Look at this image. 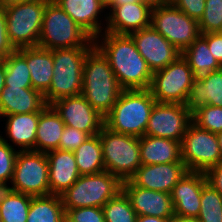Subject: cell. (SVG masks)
I'll use <instances>...</instances> for the list:
<instances>
[{"instance_id":"6da1fadb","label":"cell","mask_w":222,"mask_h":222,"mask_svg":"<svg viewBox=\"0 0 222 222\" xmlns=\"http://www.w3.org/2000/svg\"><path fill=\"white\" fill-rule=\"evenodd\" d=\"M94 43L124 90L149 89L153 73L130 35L103 32Z\"/></svg>"},{"instance_id":"7a4b0ae2","label":"cell","mask_w":222,"mask_h":222,"mask_svg":"<svg viewBox=\"0 0 222 222\" xmlns=\"http://www.w3.org/2000/svg\"><path fill=\"white\" fill-rule=\"evenodd\" d=\"M81 94L102 116H106L124 90L117 81L108 59L94 46L86 55Z\"/></svg>"},{"instance_id":"3957f363","label":"cell","mask_w":222,"mask_h":222,"mask_svg":"<svg viewBox=\"0 0 222 222\" xmlns=\"http://www.w3.org/2000/svg\"><path fill=\"white\" fill-rule=\"evenodd\" d=\"M155 103L149 89L123 90L104 117V125L117 133L142 137Z\"/></svg>"},{"instance_id":"277c9868","label":"cell","mask_w":222,"mask_h":222,"mask_svg":"<svg viewBox=\"0 0 222 222\" xmlns=\"http://www.w3.org/2000/svg\"><path fill=\"white\" fill-rule=\"evenodd\" d=\"M38 46L48 50L93 48L94 39L52 0L46 5Z\"/></svg>"},{"instance_id":"5b68a950","label":"cell","mask_w":222,"mask_h":222,"mask_svg":"<svg viewBox=\"0 0 222 222\" xmlns=\"http://www.w3.org/2000/svg\"><path fill=\"white\" fill-rule=\"evenodd\" d=\"M92 48H69L53 50V76L51 86L43 95L51 105L58 99L81 94L83 87L84 59Z\"/></svg>"},{"instance_id":"8992f818","label":"cell","mask_w":222,"mask_h":222,"mask_svg":"<svg viewBox=\"0 0 222 222\" xmlns=\"http://www.w3.org/2000/svg\"><path fill=\"white\" fill-rule=\"evenodd\" d=\"M123 182L108 171L81 175L61 195L65 212L83 207H103L106 202L122 191Z\"/></svg>"},{"instance_id":"52a82bcc","label":"cell","mask_w":222,"mask_h":222,"mask_svg":"<svg viewBox=\"0 0 222 222\" xmlns=\"http://www.w3.org/2000/svg\"><path fill=\"white\" fill-rule=\"evenodd\" d=\"M51 0H29L3 7L6 32L12 47L38 46L46 5Z\"/></svg>"},{"instance_id":"ba28073f","label":"cell","mask_w":222,"mask_h":222,"mask_svg":"<svg viewBox=\"0 0 222 222\" xmlns=\"http://www.w3.org/2000/svg\"><path fill=\"white\" fill-rule=\"evenodd\" d=\"M99 136L105 170L122 182L129 180L142 165L139 137L114 132L105 125Z\"/></svg>"},{"instance_id":"9c48e42d","label":"cell","mask_w":222,"mask_h":222,"mask_svg":"<svg viewBox=\"0 0 222 222\" xmlns=\"http://www.w3.org/2000/svg\"><path fill=\"white\" fill-rule=\"evenodd\" d=\"M151 27L181 53L201 35L198 21L190 18L170 1H164L152 8Z\"/></svg>"},{"instance_id":"30bf717a","label":"cell","mask_w":222,"mask_h":222,"mask_svg":"<svg viewBox=\"0 0 222 222\" xmlns=\"http://www.w3.org/2000/svg\"><path fill=\"white\" fill-rule=\"evenodd\" d=\"M48 173L46 153L34 150L19 151L8 189L32 197L50 195Z\"/></svg>"},{"instance_id":"8fae6325","label":"cell","mask_w":222,"mask_h":222,"mask_svg":"<svg viewBox=\"0 0 222 222\" xmlns=\"http://www.w3.org/2000/svg\"><path fill=\"white\" fill-rule=\"evenodd\" d=\"M193 82V70L180 55L168 66L153 73L149 90L156 102L185 105Z\"/></svg>"},{"instance_id":"7c38bea8","label":"cell","mask_w":222,"mask_h":222,"mask_svg":"<svg viewBox=\"0 0 222 222\" xmlns=\"http://www.w3.org/2000/svg\"><path fill=\"white\" fill-rule=\"evenodd\" d=\"M182 161L188 171L203 172L222 161L216 133L191 122L181 142Z\"/></svg>"},{"instance_id":"4fadbf2b","label":"cell","mask_w":222,"mask_h":222,"mask_svg":"<svg viewBox=\"0 0 222 222\" xmlns=\"http://www.w3.org/2000/svg\"><path fill=\"white\" fill-rule=\"evenodd\" d=\"M191 122L192 113L186 105L156 102L151 110L145 135L182 142Z\"/></svg>"},{"instance_id":"5bb4252c","label":"cell","mask_w":222,"mask_h":222,"mask_svg":"<svg viewBox=\"0 0 222 222\" xmlns=\"http://www.w3.org/2000/svg\"><path fill=\"white\" fill-rule=\"evenodd\" d=\"M66 126L76 128L89 136L100 133L104 116L96 111L82 94L64 97L51 104Z\"/></svg>"},{"instance_id":"9a60e30c","label":"cell","mask_w":222,"mask_h":222,"mask_svg":"<svg viewBox=\"0 0 222 222\" xmlns=\"http://www.w3.org/2000/svg\"><path fill=\"white\" fill-rule=\"evenodd\" d=\"M152 73L175 61L182 53L153 27L129 34Z\"/></svg>"},{"instance_id":"2e32d148","label":"cell","mask_w":222,"mask_h":222,"mask_svg":"<svg viewBox=\"0 0 222 222\" xmlns=\"http://www.w3.org/2000/svg\"><path fill=\"white\" fill-rule=\"evenodd\" d=\"M187 172L184 162L142 164L129 180L135 186L171 194L174 186Z\"/></svg>"},{"instance_id":"e0dca14e","label":"cell","mask_w":222,"mask_h":222,"mask_svg":"<svg viewBox=\"0 0 222 222\" xmlns=\"http://www.w3.org/2000/svg\"><path fill=\"white\" fill-rule=\"evenodd\" d=\"M152 6L141 1L113 5L107 11V24L104 32L131 34L151 26Z\"/></svg>"},{"instance_id":"ac0fdd59","label":"cell","mask_w":222,"mask_h":222,"mask_svg":"<svg viewBox=\"0 0 222 222\" xmlns=\"http://www.w3.org/2000/svg\"><path fill=\"white\" fill-rule=\"evenodd\" d=\"M122 191L127 196L137 216H155L169 219L174 215L171 194L135 186L124 181Z\"/></svg>"},{"instance_id":"d6986e66","label":"cell","mask_w":222,"mask_h":222,"mask_svg":"<svg viewBox=\"0 0 222 222\" xmlns=\"http://www.w3.org/2000/svg\"><path fill=\"white\" fill-rule=\"evenodd\" d=\"M206 176L203 172L188 171L174 186L171 199L174 214L197 218Z\"/></svg>"},{"instance_id":"ffe728a7","label":"cell","mask_w":222,"mask_h":222,"mask_svg":"<svg viewBox=\"0 0 222 222\" xmlns=\"http://www.w3.org/2000/svg\"><path fill=\"white\" fill-rule=\"evenodd\" d=\"M62 8L93 39L102 34L107 24V13L100 0H52ZM102 16V17H101ZM101 19V20H100ZM103 31V32H102Z\"/></svg>"},{"instance_id":"44dd1931","label":"cell","mask_w":222,"mask_h":222,"mask_svg":"<svg viewBox=\"0 0 222 222\" xmlns=\"http://www.w3.org/2000/svg\"><path fill=\"white\" fill-rule=\"evenodd\" d=\"M49 163L50 195H61L81 176L77 169L74 153L56 149L46 153Z\"/></svg>"},{"instance_id":"7402d4cb","label":"cell","mask_w":222,"mask_h":222,"mask_svg":"<svg viewBox=\"0 0 222 222\" xmlns=\"http://www.w3.org/2000/svg\"><path fill=\"white\" fill-rule=\"evenodd\" d=\"M39 116L40 112L1 116L0 119L6 118V120H4L6 121L4 131L7 139L4 135L2 136V134H0V138L6 143L9 141L8 144L14 149L18 146V151H35L36 131Z\"/></svg>"},{"instance_id":"603a6c76","label":"cell","mask_w":222,"mask_h":222,"mask_svg":"<svg viewBox=\"0 0 222 222\" xmlns=\"http://www.w3.org/2000/svg\"><path fill=\"white\" fill-rule=\"evenodd\" d=\"M46 105L43 95L33 88L4 86L0 94V117L40 112Z\"/></svg>"},{"instance_id":"cb8c5ba5","label":"cell","mask_w":222,"mask_h":222,"mask_svg":"<svg viewBox=\"0 0 222 222\" xmlns=\"http://www.w3.org/2000/svg\"><path fill=\"white\" fill-rule=\"evenodd\" d=\"M30 69L32 88L44 95L51 86L53 76V50L31 46L17 49Z\"/></svg>"},{"instance_id":"d4e9b609","label":"cell","mask_w":222,"mask_h":222,"mask_svg":"<svg viewBox=\"0 0 222 222\" xmlns=\"http://www.w3.org/2000/svg\"><path fill=\"white\" fill-rule=\"evenodd\" d=\"M140 161L144 165L182 161L181 142L155 136L139 137Z\"/></svg>"},{"instance_id":"484cf974","label":"cell","mask_w":222,"mask_h":222,"mask_svg":"<svg viewBox=\"0 0 222 222\" xmlns=\"http://www.w3.org/2000/svg\"><path fill=\"white\" fill-rule=\"evenodd\" d=\"M185 105L191 113L206 105L222 107V68L194 80Z\"/></svg>"},{"instance_id":"4316f807","label":"cell","mask_w":222,"mask_h":222,"mask_svg":"<svg viewBox=\"0 0 222 222\" xmlns=\"http://www.w3.org/2000/svg\"><path fill=\"white\" fill-rule=\"evenodd\" d=\"M61 116L51 105L41 111L37 124L35 151L47 153L59 149L61 135L65 128Z\"/></svg>"},{"instance_id":"83f0119b","label":"cell","mask_w":222,"mask_h":222,"mask_svg":"<svg viewBox=\"0 0 222 222\" xmlns=\"http://www.w3.org/2000/svg\"><path fill=\"white\" fill-rule=\"evenodd\" d=\"M182 56L193 70L194 80H204L212 71L222 68L201 35L182 52Z\"/></svg>"},{"instance_id":"f1b7e54d","label":"cell","mask_w":222,"mask_h":222,"mask_svg":"<svg viewBox=\"0 0 222 222\" xmlns=\"http://www.w3.org/2000/svg\"><path fill=\"white\" fill-rule=\"evenodd\" d=\"M80 175L105 171L100 136H89L74 152Z\"/></svg>"},{"instance_id":"f546056e","label":"cell","mask_w":222,"mask_h":222,"mask_svg":"<svg viewBox=\"0 0 222 222\" xmlns=\"http://www.w3.org/2000/svg\"><path fill=\"white\" fill-rule=\"evenodd\" d=\"M26 222H65L60 195L32 197Z\"/></svg>"},{"instance_id":"4dcf8cb0","label":"cell","mask_w":222,"mask_h":222,"mask_svg":"<svg viewBox=\"0 0 222 222\" xmlns=\"http://www.w3.org/2000/svg\"><path fill=\"white\" fill-rule=\"evenodd\" d=\"M32 196L0 188L2 222H26Z\"/></svg>"},{"instance_id":"1f68e13d","label":"cell","mask_w":222,"mask_h":222,"mask_svg":"<svg viewBox=\"0 0 222 222\" xmlns=\"http://www.w3.org/2000/svg\"><path fill=\"white\" fill-rule=\"evenodd\" d=\"M5 65V86L32 88L30 69L26 58L18 51H12L3 58Z\"/></svg>"},{"instance_id":"d6a6232c","label":"cell","mask_w":222,"mask_h":222,"mask_svg":"<svg viewBox=\"0 0 222 222\" xmlns=\"http://www.w3.org/2000/svg\"><path fill=\"white\" fill-rule=\"evenodd\" d=\"M199 222H222V196L207 181L203 184Z\"/></svg>"},{"instance_id":"836d02e7","label":"cell","mask_w":222,"mask_h":222,"mask_svg":"<svg viewBox=\"0 0 222 222\" xmlns=\"http://www.w3.org/2000/svg\"><path fill=\"white\" fill-rule=\"evenodd\" d=\"M102 208L105 222H136L137 220V213L123 191L106 202Z\"/></svg>"},{"instance_id":"e575fe53","label":"cell","mask_w":222,"mask_h":222,"mask_svg":"<svg viewBox=\"0 0 222 222\" xmlns=\"http://www.w3.org/2000/svg\"><path fill=\"white\" fill-rule=\"evenodd\" d=\"M192 122L212 133L222 132V107L202 106L192 113Z\"/></svg>"},{"instance_id":"d590c367","label":"cell","mask_w":222,"mask_h":222,"mask_svg":"<svg viewBox=\"0 0 222 222\" xmlns=\"http://www.w3.org/2000/svg\"><path fill=\"white\" fill-rule=\"evenodd\" d=\"M198 23L201 34L222 32V0H206L203 17Z\"/></svg>"},{"instance_id":"8d00e7d4","label":"cell","mask_w":222,"mask_h":222,"mask_svg":"<svg viewBox=\"0 0 222 222\" xmlns=\"http://www.w3.org/2000/svg\"><path fill=\"white\" fill-rule=\"evenodd\" d=\"M18 152L0 138V188H8L13 177Z\"/></svg>"},{"instance_id":"74e56055","label":"cell","mask_w":222,"mask_h":222,"mask_svg":"<svg viewBox=\"0 0 222 222\" xmlns=\"http://www.w3.org/2000/svg\"><path fill=\"white\" fill-rule=\"evenodd\" d=\"M66 222H105L102 207H83L65 212Z\"/></svg>"},{"instance_id":"f35d334b","label":"cell","mask_w":222,"mask_h":222,"mask_svg":"<svg viewBox=\"0 0 222 222\" xmlns=\"http://www.w3.org/2000/svg\"><path fill=\"white\" fill-rule=\"evenodd\" d=\"M89 135L76 128L65 126L59 142V149L74 152Z\"/></svg>"},{"instance_id":"ab89813d","label":"cell","mask_w":222,"mask_h":222,"mask_svg":"<svg viewBox=\"0 0 222 222\" xmlns=\"http://www.w3.org/2000/svg\"><path fill=\"white\" fill-rule=\"evenodd\" d=\"M179 10L198 22L203 17L206 0H169Z\"/></svg>"},{"instance_id":"60d3db41","label":"cell","mask_w":222,"mask_h":222,"mask_svg":"<svg viewBox=\"0 0 222 222\" xmlns=\"http://www.w3.org/2000/svg\"><path fill=\"white\" fill-rule=\"evenodd\" d=\"M216 61L222 66V32L201 34Z\"/></svg>"},{"instance_id":"b9f144b4","label":"cell","mask_w":222,"mask_h":222,"mask_svg":"<svg viewBox=\"0 0 222 222\" xmlns=\"http://www.w3.org/2000/svg\"><path fill=\"white\" fill-rule=\"evenodd\" d=\"M15 49L9 42L6 32V18L3 7L0 6V59L7 57Z\"/></svg>"},{"instance_id":"7bdbcfd3","label":"cell","mask_w":222,"mask_h":222,"mask_svg":"<svg viewBox=\"0 0 222 222\" xmlns=\"http://www.w3.org/2000/svg\"><path fill=\"white\" fill-rule=\"evenodd\" d=\"M206 181L222 196V161L205 172Z\"/></svg>"},{"instance_id":"ee69618b","label":"cell","mask_w":222,"mask_h":222,"mask_svg":"<svg viewBox=\"0 0 222 222\" xmlns=\"http://www.w3.org/2000/svg\"><path fill=\"white\" fill-rule=\"evenodd\" d=\"M168 222H199V220L195 217H186L174 214L171 218H169Z\"/></svg>"},{"instance_id":"f6af8a7d","label":"cell","mask_w":222,"mask_h":222,"mask_svg":"<svg viewBox=\"0 0 222 222\" xmlns=\"http://www.w3.org/2000/svg\"><path fill=\"white\" fill-rule=\"evenodd\" d=\"M169 219H163L155 216H137L136 222H168Z\"/></svg>"},{"instance_id":"bcb514c9","label":"cell","mask_w":222,"mask_h":222,"mask_svg":"<svg viewBox=\"0 0 222 222\" xmlns=\"http://www.w3.org/2000/svg\"><path fill=\"white\" fill-rule=\"evenodd\" d=\"M5 73L6 70H5L4 60L0 59V94L5 86Z\"/></svg>"},{"instance_id":"7dc6e473","label":"cell","mask_w":222,"mask_h":222,"mask_svg":"<svg viewBox=\"0 0 222 222\" xmlns=\"http://www.w3.org/2000/svg\"><path fill=\"white\" fill-rule=\"evenodd\" d=\"M25 1H29V0H0V6L7 7L13 4L23 3Z\"/></svg>"},{"instance_id":"c3c4849f","label":"cell","mask_w":222,"mask_h":222,"mask_svg":"<svg viewBox=\"0 0 222 222\" xmlns=\"http://www.w3.org/2000/svg\"><path fill=\"white\" fill-rule=\"evenodd\" d=\"M101 4L105 7V9H110L117 0H100Z\"/></svg>"},{"instance_id":"681fc988","label":"cell","mask_w":222,"mask_h":222,"mask_svg":"<svg viewBox=\"0 0 222 222\" xmlns=\"http://www.w3.org/2000/svg\"><path fill=\"white\" fill-rule=\"evenodd\" d=\"M138 1L145 2L149 5H151L152 7L158 5L159 3L164 2V0H138Z\"/></svg>"},{"instance_id":"f907efd6","label":"cell","mask_w":222,"mask_h":222,"mask_svg":"<svg viewBox=\"0 0 222 222\" xmlns=\"http://www.w3.org/2000/svg\"><path fill=\"white\" fill-rule=\"evenodd\" d=\"M138 0H117V2L114 5H121V4H127V3H135Z\"/></svg>"},{"instance_id":"816d5d0a","label":"cell","mask_w":222,"mask_h":222,"mask_svg":"<svg viewBox=\"0 0 222 222\" xmlns=\"http://www.w3.org/2000/svg\"><path fill=\"white\" fill-rule=\"evenodd\" d=\"M217 138H218V142H219L220 154L222 157V132L217 133Z\"/></svg>"}]
</instances>
